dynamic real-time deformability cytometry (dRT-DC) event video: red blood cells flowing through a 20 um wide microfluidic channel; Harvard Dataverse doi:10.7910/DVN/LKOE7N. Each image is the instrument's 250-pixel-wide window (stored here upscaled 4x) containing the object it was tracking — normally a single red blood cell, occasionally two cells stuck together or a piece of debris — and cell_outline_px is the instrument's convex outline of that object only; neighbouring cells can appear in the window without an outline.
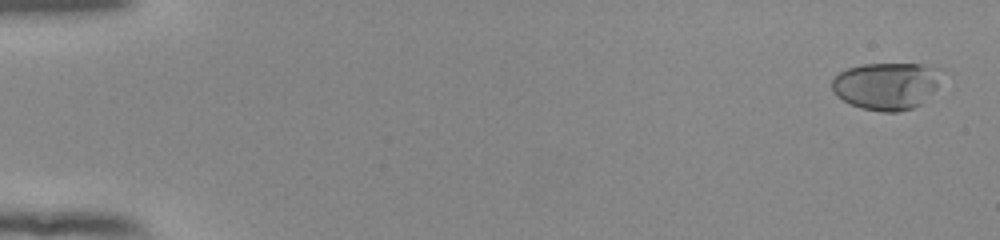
{"species": "human", "species_latin": "Homo sapiens", "temperature_condition": "room temperature", "stored_images_in_passage": 12, "camera_frame_rate_fps": 3000, "um_per_image_px": 0.085, "donor": {"sex": "female"}, "frame": {"image": 1, "passage_image": 2, "time_ms": 0.333, "image_size_px": [1000, 240], "cell_outline_px": [[944, 68], [936, 88], [920, 104], [912, 108], [896, 112], [884, 112], [860, 108], [836, 96], [832, 92], [832, 80], [840, 72], [848, 68], [864, 64], [924, 64]], "centroid_in_image_um": [75.37, 7.28], "position_along_channel_um": 9.6, "area_um2": 30.29}}